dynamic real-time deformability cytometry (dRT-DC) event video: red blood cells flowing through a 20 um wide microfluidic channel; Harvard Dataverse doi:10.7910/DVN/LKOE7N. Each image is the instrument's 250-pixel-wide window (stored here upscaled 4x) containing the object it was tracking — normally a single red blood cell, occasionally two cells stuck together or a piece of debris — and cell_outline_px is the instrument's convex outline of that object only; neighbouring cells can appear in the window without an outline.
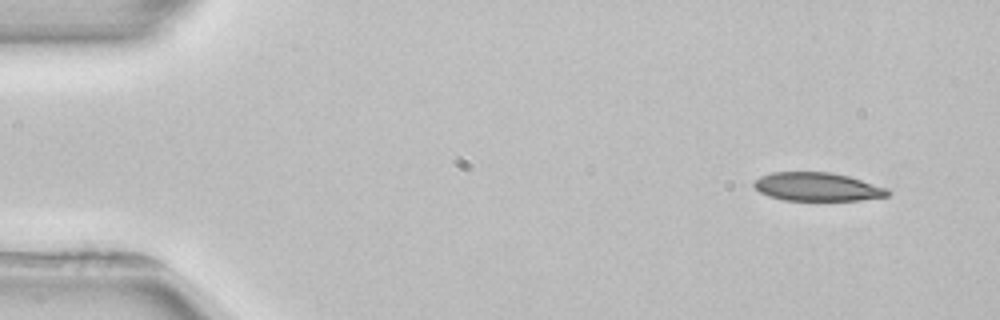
{"species": "common noctule bat (a hibernating species)", "species_latin": "Nyctalus noctula", "temperature_condition": "room temperature", "stored_images_in_passage": 4, "camera_frame_rate_fps": 3000, "um_per_image_px": 0.085, "animal": {"sex": "female", "body_mass_g": 22.7, "forearm_length_mm": 54.2}, "frame": {"image": 1, "passage_image": 1, "time_ms": 0.0, "image_size_px": [1000, 320], "cell_outline_px": [[892, 192], [888, 196], [860, 200], [784, 200], [768, 196], [760, 192], [752, 184], [760, 176], [772, 172], [832, 172], [848, 176], [888, 188]], "centroid_in_image_um": [69.48, 15.88], "position_along_channel_um": 15.5, "area_um2": 22.2}}
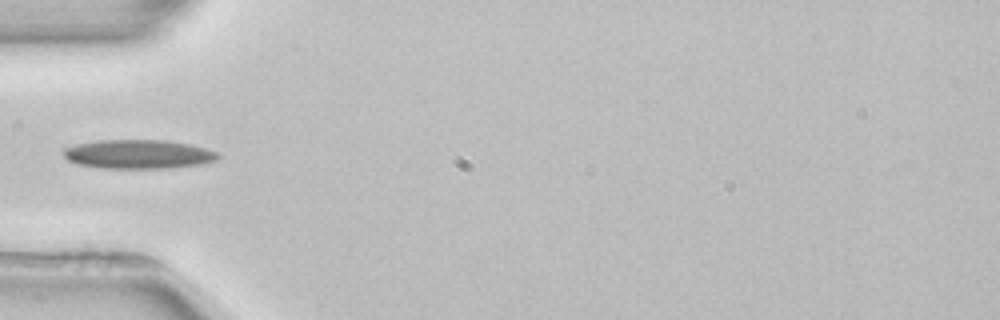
{"frame": {"image": 2, "passage_image": 4, "time_ms": 4.333, "image_size_px": [1000, 320], "cell_outline_px": [[220, 156], [216, 160], [200, 164], [168, 168], [100, 168], [76, 164], [68, 160], [64, 156], [64, 148], [76, 144], [96, 140], [164, 140], [188, 144], [204, 148], [216, 152]], "centroid_in_image_um": [11.71, 13.11], "position_along_channel_um": 73.3, "area_um2": 26.01}}